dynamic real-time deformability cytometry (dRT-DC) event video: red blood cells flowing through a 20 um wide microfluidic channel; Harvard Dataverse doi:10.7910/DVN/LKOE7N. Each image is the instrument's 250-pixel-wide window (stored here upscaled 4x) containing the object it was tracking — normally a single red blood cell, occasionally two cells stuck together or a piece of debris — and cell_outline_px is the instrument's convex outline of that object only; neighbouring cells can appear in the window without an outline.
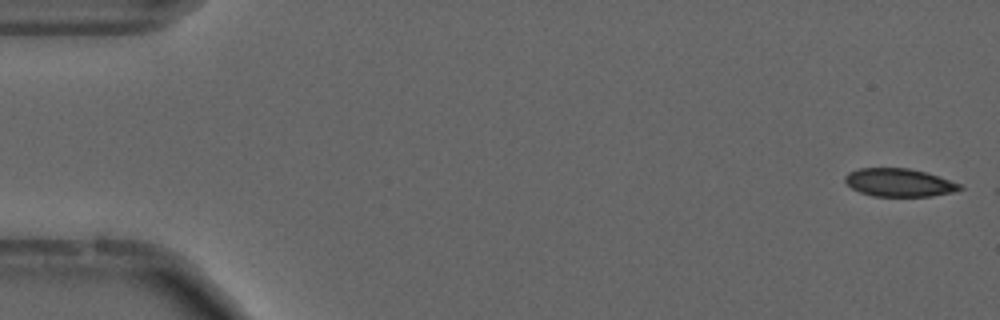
{"species": "common noctule bat (a hibernating species)", "species_latin": "Nyctalus noctula", "temperature_condition": "cold", "stored_images_in_passage": 5, "camera_frame_rate_fps": 3000, "um_per_image_px": 0.085, "animal": {"sex": "male", "forearm_length_mm": 52.5}, "frame": {"image": 1, "passage_image": 1, "time_ms": 0.0, "image_size_px": [1000, 320], "cell_outline_px": [[964, 188], [952, 192], [932, 196], [872, 196], [860, 192], [852, 188], [844, 180], [844, 176], [848, 172], [860, 168], [908, 168], [924, 172], [960, 184]], "centroid_in_image_um": [76.38, 15.52], "position_along_channel_um": 8.6, "area_um2": 18.55}}